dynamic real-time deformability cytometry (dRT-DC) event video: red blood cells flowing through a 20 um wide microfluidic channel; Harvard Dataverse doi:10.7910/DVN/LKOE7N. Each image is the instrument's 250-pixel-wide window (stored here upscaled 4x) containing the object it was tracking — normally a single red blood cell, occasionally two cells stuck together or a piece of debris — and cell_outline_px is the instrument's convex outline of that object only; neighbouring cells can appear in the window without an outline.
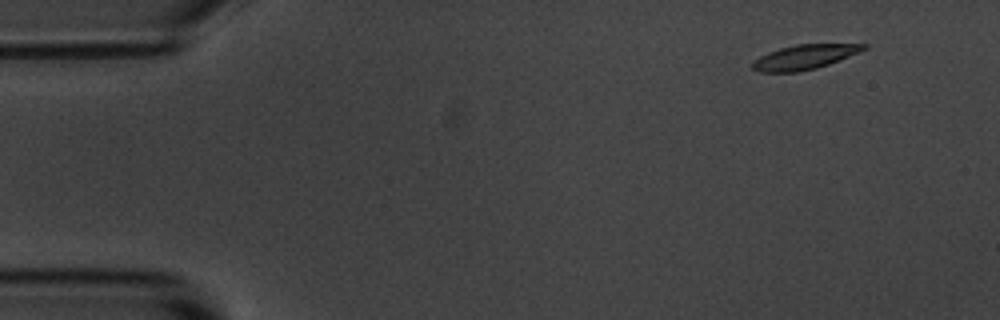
{"species": "common noctule bat (a hibernating species)", "species_latin": "Nyctalus noctula", "temperature_condition": "room temperature", "stored_images_in_passage": 5, "camera_frame_rate_fps": 3000, "um_per_image_px": 0.085, "animal": {"sex": "male", "body_mass_g": 20.1, "forearm_length_mm": 53.5}, "frame": {"image": 1, "passage_image": 1, "time_ms": 0.0, "image_size_px": [1000, 320], "cell_outline_px": [[868, 48], [860, 52], [828, 64], [816, 68], [796, 72], [760, 72], [752, 68], [752, 60], [768, 52], [780, 48], [796, 44], [868, 44]], "centroid_in_image_um": [68.36, 4.84], "position_along_channel_um": 16.6, "area_um2": 15.9}}